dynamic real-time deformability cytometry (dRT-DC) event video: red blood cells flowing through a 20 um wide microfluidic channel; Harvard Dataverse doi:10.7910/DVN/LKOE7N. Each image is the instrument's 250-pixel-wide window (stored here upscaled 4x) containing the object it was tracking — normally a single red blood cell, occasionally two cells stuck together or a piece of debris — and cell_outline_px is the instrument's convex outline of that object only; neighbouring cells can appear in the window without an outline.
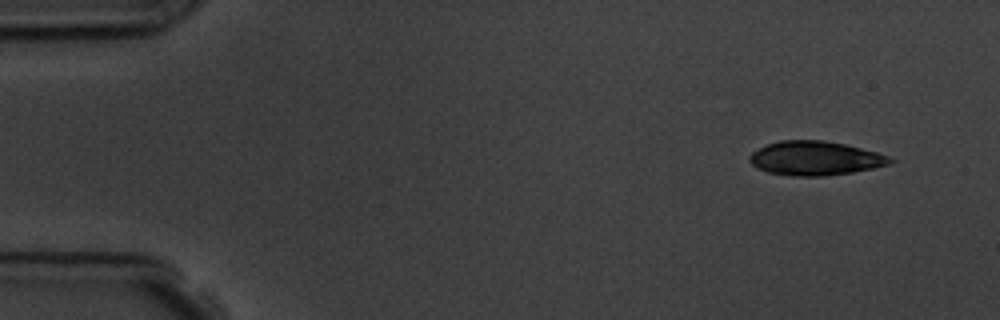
{"species": "common noctule bat (a hibernating species)", "species_latin": "Nyctalus noctula", "temperature_condition": "room temperature", "stored_images_in_passage": 4, "camera_frame_rate_fps": 3000, "um_per_image_px": 0.085, "animal": {"sex": "male", "body_mass_g": 19.5, "forearm_length_mm": 54.6}, "frame": {"image": 1, "passage_image": 1, "time_ms": 0.0, "image_size_px": [1000, 320], "cell_outline_px": [[896, 160], [888, 164], [872, 168], [852, 172], [824, 176], [792, 176], [768, 172], [756, 168], [748, 160], [748, 156], [752, 152], [768, 144], [780, 140], [824, 140], [844, 144], [876, 152], [888, 156]], "centroid_in_image_um": [69.25, 13.45], "position_along_channel_um": 15.7, "area_um2": 27.8}}
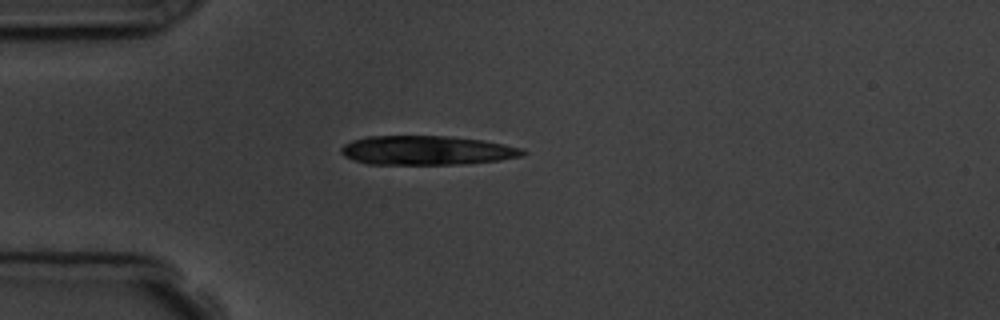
{"frame": {"image": 2, "passage_image": 4, "time_ms": 3.333, "image_size_px": [1000, 320], "cell_outline_px": [[528, 152], [520, 156], [500, 160], [464, 164], [368, 164], [344, 156], [340, 152], [340, 148], [344, 144], [352, 140], [368, 136], [452, 136], [480, 140], [504, 144], [524, 148]], "centroid_in_image_um": [36.29, 12.78], "position_along_channel_um": 48.7, "area_um2": 30.92}}